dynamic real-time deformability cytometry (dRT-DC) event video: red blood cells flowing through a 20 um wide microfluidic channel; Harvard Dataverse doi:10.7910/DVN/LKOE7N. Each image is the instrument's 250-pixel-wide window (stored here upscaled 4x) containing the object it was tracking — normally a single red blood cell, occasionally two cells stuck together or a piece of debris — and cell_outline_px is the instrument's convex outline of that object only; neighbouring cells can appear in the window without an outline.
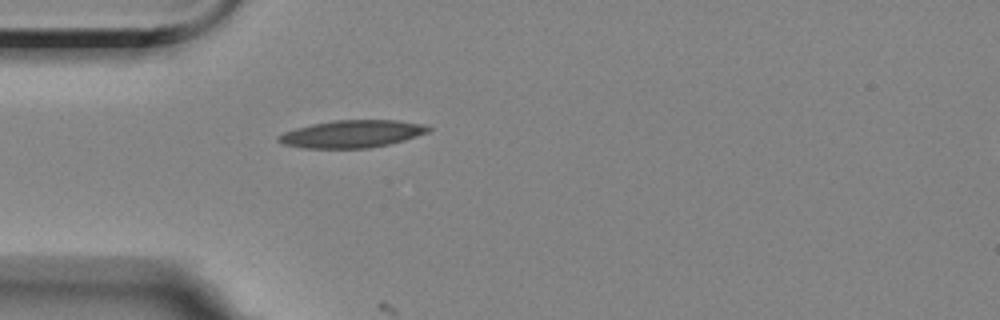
{"species": "Egyptian fruit bat (a non-hibernating species)", "species_latin": "Rousettus aegyptiacus", "temperature_condition": "room temperature", "stored_images_in_passage": 5, "camera_frame_rate_fps": 3000, "um_per_image_px": 0.085, "animal": {"sex": "female"}, "frame": {"image": 1, "passage_image": 5, "time_ms": 4.667, "image_size_px": [1000, 320], "cell_outline_px": [[432, 128], [428, 132], [404, 140], [388, 144], [368, 148], [304, 148], [284, 144], [276, 140], [276, 136], [284, 132], [296, 128], [312, 124], [332, 120], [396, 120], [424, 124]], "centroid_in_image_um": [29.9, 11.38], "position_along_channel_um": 55.1, "area_um2": 23.93}}